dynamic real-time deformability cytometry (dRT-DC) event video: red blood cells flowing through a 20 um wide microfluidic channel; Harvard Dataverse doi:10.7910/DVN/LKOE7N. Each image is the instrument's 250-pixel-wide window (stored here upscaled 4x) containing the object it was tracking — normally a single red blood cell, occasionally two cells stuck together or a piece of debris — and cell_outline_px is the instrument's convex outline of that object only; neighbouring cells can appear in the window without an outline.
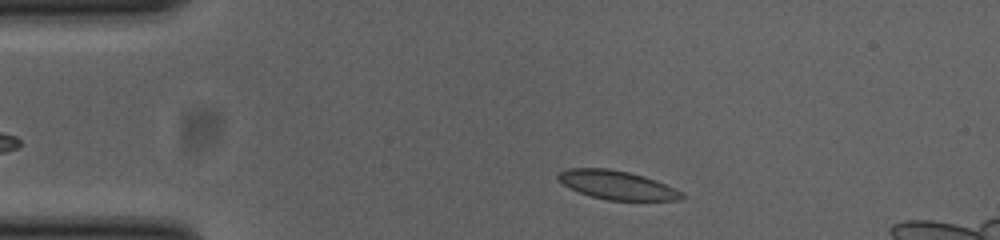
{"species": "common noctule bat (a hibernating species)", "species_latin": "Nyctalus noctula", "temperature_condition": "cold", "stored_images_in_passage": 47, "segment_of_instrument_passage": [1, 2], "camera_frame_rate_fps": 3000, "um_per_image_px": 0.085, "animal": {"sex": "female", "body_mass_g": 23.0, "forearm_length_mm": 53.4}, "frame": {"image": 1, "passage_image": 4, "time_ms": 1.0, "image_size_px": [1000, 240], "cell_outline_px": [[684, 196], [680, 200], [608, 200], [592, 196], [580, 192], [564, 184], [556, 176], [560, 172], [568, 168], [608, 168], [628, 172], [644, 176], [656, 180], [684, 192]], "centroid_in_image_um": [52.49, 15.72], "position_along_channel_um": 32.5, "area_um2": 20.46}}
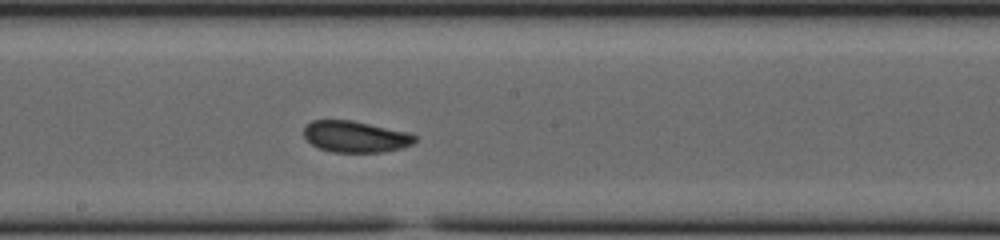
{"frame": {"image": 2, "passage_image": 22, "time_ms": 7.0, "image_size_px": [1000, 240], "cell_outline_px": [[416, 140], [412, 144], [400, 148], [380, 152], [332, 152], [320, 148], [312, 144], [304, 136], [304, 128], [312, 120], [352, 120], [408, 132], [416, 136]], "centroid_in_image_um": [30.21, 11.61], "position_along_channel_um": 218.0, "area_um2": 20.11}}
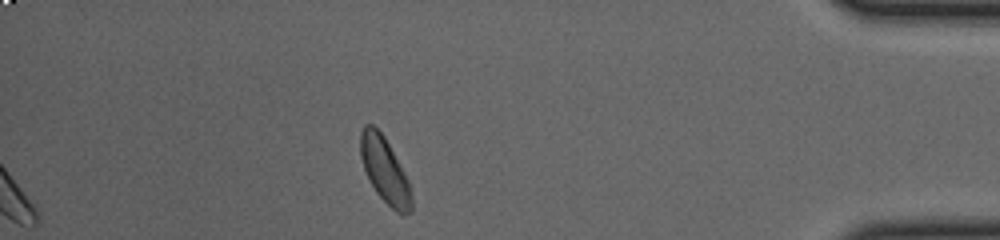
{"frame": {"image": 3, "passage_image": 40, "time_ms": 13.0, "image_size_px": [1000, 240], "cell_outline_px": [[412, 212], [404, 216], [396, 212], [376, 192], [364, 168], [360, 156], [360, 132], [364, 124], [372, 124], [384, 136], [408, 180], [412, 192]], "centroid_in_image_um": [32.72, 14.49], "position_along_channel_um": 402.5, "area_um2": 19.31}}